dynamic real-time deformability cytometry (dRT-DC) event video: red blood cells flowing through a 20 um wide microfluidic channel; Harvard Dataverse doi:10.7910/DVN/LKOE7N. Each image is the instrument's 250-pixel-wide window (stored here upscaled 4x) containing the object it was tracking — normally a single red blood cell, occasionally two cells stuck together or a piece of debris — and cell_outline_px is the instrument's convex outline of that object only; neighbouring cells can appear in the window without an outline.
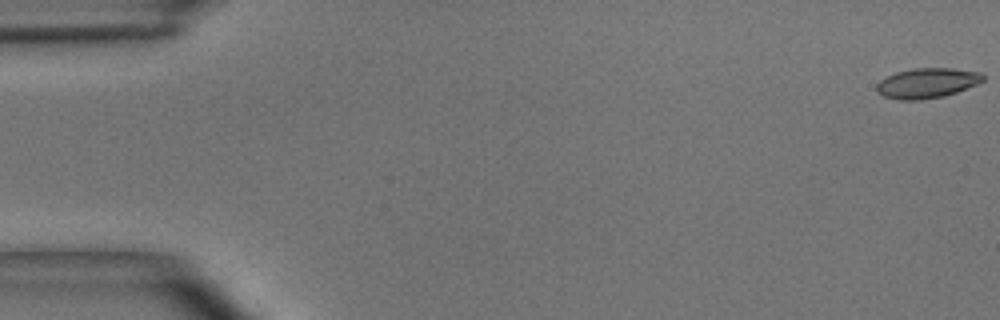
{"species": "common noctule bat (a hibernating species)", "species_latin": "Nyctalus noctula", "temperature_condition": "room temperature", "stored_images_in_passage": 5, "camera_frame_rate_fps": 3000, "um_per_image_px": 0.085, "animal": {"sex": "male", "body_mass_g": 15.6}, "frame": {"image": 1, "passage_image": 1, "time_ms": 0.0, "image_size_px": [1000, 320], "cell_outline_px": [[984, 80], [976, 84], [956, 92], [944, 96], [920, 100], [900, 100], [884, 96], [876, 92], [876, 84], [880, 80], [896, 72], [912, 68], [952, 68], [984, 72]], "centroid_in_image_um": [78.8, 7.05], "position_along_channel_um": 6.2, "area_um2": 18.73}}
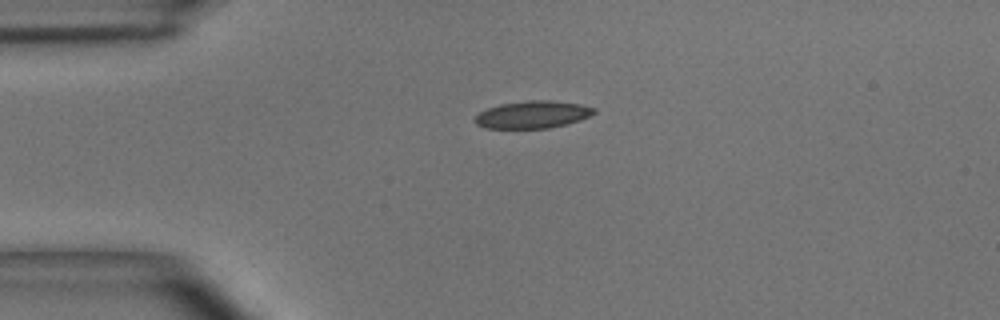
{"frame": {"image": 2, "passage_image": 4, "time_ms": 1.0, "image_size_px": [1000, 320], "cell_outline_px": [[596, 112], [580, 120], [548, 128], [484, 128], [476, 124], [472, 120], [480, 112], [488, 108], [500, 104], [528, 100], [552, 100], [580, 104], [596, 108]], "centroid_in_image_um": [45.25, 9.73], "position_along_channel_um": 39.7, "area_um2": 18.96}}